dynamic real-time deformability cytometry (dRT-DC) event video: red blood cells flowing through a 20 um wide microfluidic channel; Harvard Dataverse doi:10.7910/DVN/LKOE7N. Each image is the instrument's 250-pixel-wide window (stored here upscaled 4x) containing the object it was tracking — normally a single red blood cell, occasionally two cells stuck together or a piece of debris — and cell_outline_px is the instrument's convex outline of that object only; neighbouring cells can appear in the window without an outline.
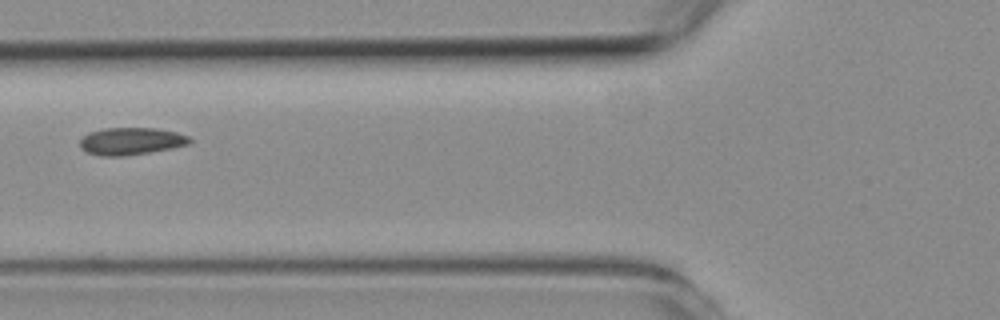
{"species": "common noctule bat (a hibernating species)", "species_latin": "Nyctalus noctula", "temperature_condition": "room temperature", "stored_images_in_passage": 3, "camera_frame_rate_fps": 3000, "um_per_image_px": 0.085, "animal": {"sex": "female", "body_mass_g": 19.3, "forearm_length_mm": 54.1}, "frame": {"image": 1, "passage_image": 2, "time_ms": 1.0, "image_size_px": [1000, 320], "cell_outline_px": [[192, 144], [172, 148], [124, 156], [100, 156], [88, 152], [80, 148], [80, 140], [88, 132], [104, 128], [156, 128], [176, 132], [188, 136], [192, 140]], "centroid_in_image_um": [11.15, 12.0], "position_along_channel_um": 114.7, "area_um2": 17.51}}
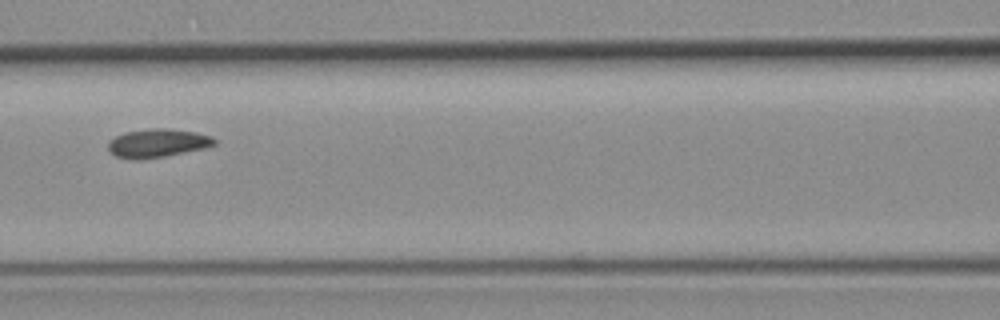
{"frame": {"image": 2, "passage_image": 3, "time_ms": 2.0, "image_size_px": [1000, 320], "cell_outline_px": [[216, 144], [204, 148], [164, 156], [140, 160], [136, 160], [116, 156], [108, 148], [108, 144], [116, 136], [124, 132], [152, 128], [168, 128], [196, 132], [212, 136], [216, 140]], "centroid_in_image_um": [13.41, 12.16], "position_along_channel_um": 153.2, "area_um2": 17.51}}